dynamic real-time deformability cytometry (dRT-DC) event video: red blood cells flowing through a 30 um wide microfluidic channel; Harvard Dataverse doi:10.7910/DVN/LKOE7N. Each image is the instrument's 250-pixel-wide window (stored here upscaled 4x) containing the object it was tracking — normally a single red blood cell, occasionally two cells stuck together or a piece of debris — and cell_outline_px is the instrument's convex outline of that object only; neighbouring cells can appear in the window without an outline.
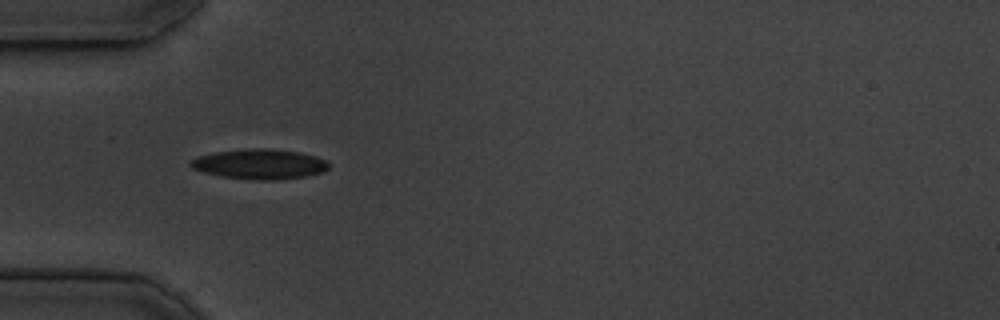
{"species": "common noctule bat (a hibernating species)", "species_latin": "Nyctalus noctula", "temperature_condition": "cold", "stored_images_in_passage": 38, "camera_frame_rate_fps": 3000, "um_per_image_px": 0.085, "animal": {"sex": "male", "body_mass_g": 19.5, "forearm_length_mm": 54.6}, "frame": {"image": 1, "passage_image": 1, "time_ms": 0.0, "image_size_px": [1000, 320], "cell_outline_px": [[328, 168], [324, 172], [304, 176], [272, 180], [252, 180], [220, 176], [204, 172], [192, 168], [188, 164], [192, 160], [200, 156], [216, 152], [248, 148], [268, 148], [300, 152], [316, 156], [328, 160]], "centroid_in_image_um": [22.1, 13.94], "position_along_channel_um": 62.9, "area_um2": 24.16}}
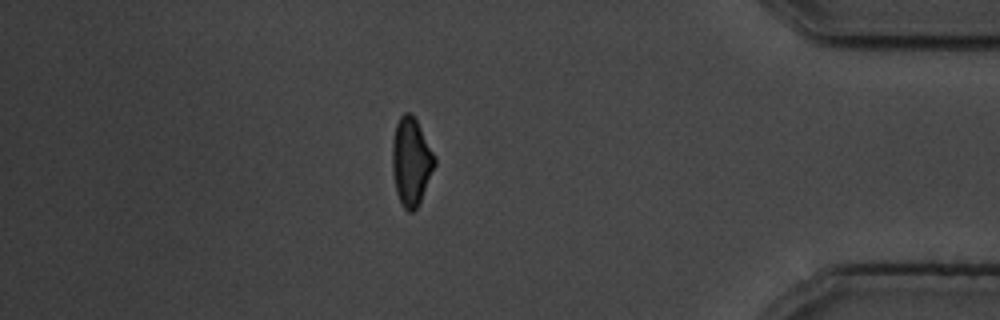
{"frame": {"image": 2, "passage_image": 31, "time_ms": 10.0, "image_size_px": [1000, 320], "cell_outline_px": [[436, 164], [420, 200], [416, 208], [412, 212], [408, 212], [404, 208], [396, 192], [392, 172], [392, 140], [396, 124], [400, 116], [404, 112], [412, 112], [436, 160]], "centroid_in_image_um": [34.92, 13.72], "position_along_channel_um": 400.3, "area_um2": 21.39}}
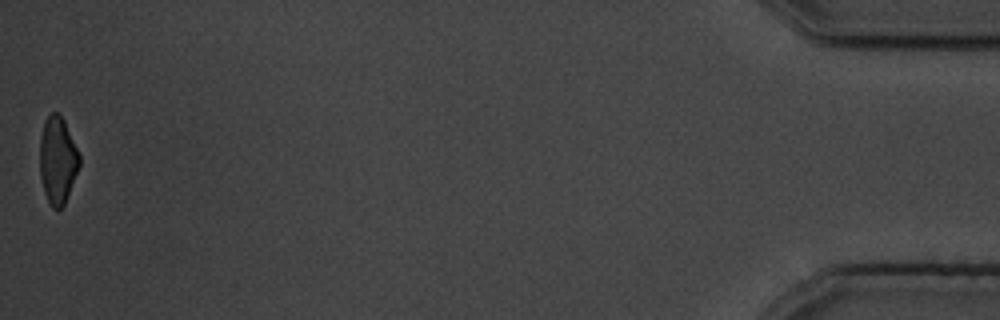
{"frame": {"image": 3, "passage_image": 38, "time_ms": 12.333, "image_size_px": [1000, 320], "cell_outline_px": [[80, 164], [64, 204], [60, 208], [52, 208], [44, 192], [40, 176], [40, 136], [44, 120], [52, 112], [60, 112], [64, 120], [80, 156]], "centroid_in_image_um": [4.88, 13.57], "position_along_channel_um": 430.3, "area_um2": 19.94}, "authors_computed_cell_mechanics": {"area_um2": 22.3108, "velocity_mm_per_s": 3.7356, "shape_relaxation_time_tau1_ms": 3.6354, "shape_relaxation_time_tau2_ms": 2.8272, "deformation_change_tau1": 0.1263, "deformation_change_tau2": 0.0999}}